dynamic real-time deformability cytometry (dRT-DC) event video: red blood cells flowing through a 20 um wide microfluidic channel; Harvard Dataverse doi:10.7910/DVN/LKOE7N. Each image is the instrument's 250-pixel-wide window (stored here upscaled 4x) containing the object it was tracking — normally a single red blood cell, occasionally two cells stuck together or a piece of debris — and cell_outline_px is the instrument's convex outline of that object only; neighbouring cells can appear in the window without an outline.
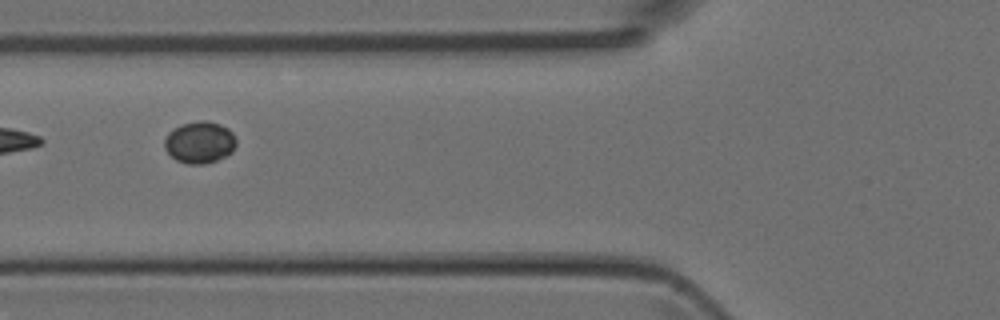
{"species": "Egyptian fruit bat (a non-hibernating species)", "species_latin": "Rousettus aegyptiacus", "temperature_condition": "room temperature", "stored_images_in_passage": 6, "camera_frame_rate_fps": 3000, "um_per_image_px": 0.085, "animal": {"sex": "female"}, "frame": {"image": 1, "passage_image": 5, "time_ms": 1.333, "image_size_px": [1000, 320], "cell_outline_px": [[236, 144], [232, 152], [216, 160], [204, 164], [188, 164], [176, 160], [164, 148], [164, 140], [168, 132], [180, 124], [200, 120], [208, 120], [220, 124], [228, 128], [232, 132], [236, 140]], "centroid_in_image_um": [16.96, 12.08], "position_along_channel_um": 108.8, "area_um2": 17.57}}
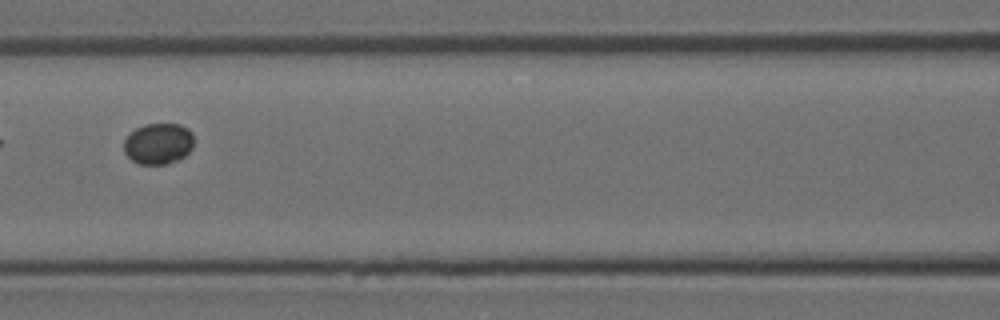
{"frame": {"image": 2, "passage_image": 6, "time_ms": 1.667, "image_size_px": [1000, 320], "cell_outline_px": [[192, 148], [184, 156], [168, 164], [140, 164], [132, 160], [124, 152], [124, 140], [136, 128], [144, 124], [180, 124], [188, 128], [192, 132]], "centroid_in_image_um": [13.46, 12.2], "position_along_channel_um": 153.1, "area_um2": 16.65}}